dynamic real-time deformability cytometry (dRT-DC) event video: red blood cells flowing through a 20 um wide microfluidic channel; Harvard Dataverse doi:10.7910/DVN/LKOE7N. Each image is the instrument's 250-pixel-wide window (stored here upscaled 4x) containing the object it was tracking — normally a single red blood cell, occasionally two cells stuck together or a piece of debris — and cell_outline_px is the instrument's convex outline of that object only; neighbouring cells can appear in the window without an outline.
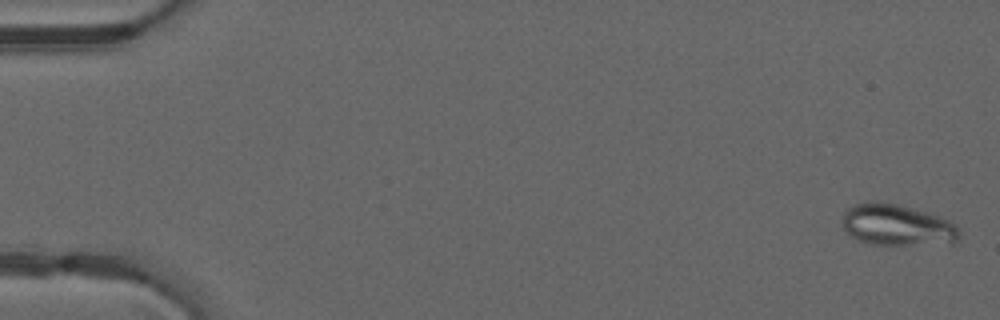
{"species": "common noctule bat (a hibernating species)", "species_latin": "Nyctalus noctula", "temperature_condition": "warm", "stored_images_in_passage": 48, "camera_frame_rate_fps": 3000, "um_per_image_px": 0.085, "animal": {"sex": "male", "forearm_length_mm": 52.5}, "frame": {"image": 1, "passage_image": 2, "time_ms": 0.333, "image_size_px": [1000, 320], "cell_outline_px": [[960, 240], [952, 244], [872, 244], [860, 240], [852, 236], [844, 228], [840, 220], [844, 212], [848, 208], [856, 204], [868, 200], [876, 200], [896, 204], [940, 216], [956, 224], [960, 228]], "centroid_in_image_um": [76.28, 19.12], "position_along_channel_um": 8.7, "area_um2": 28.44}}
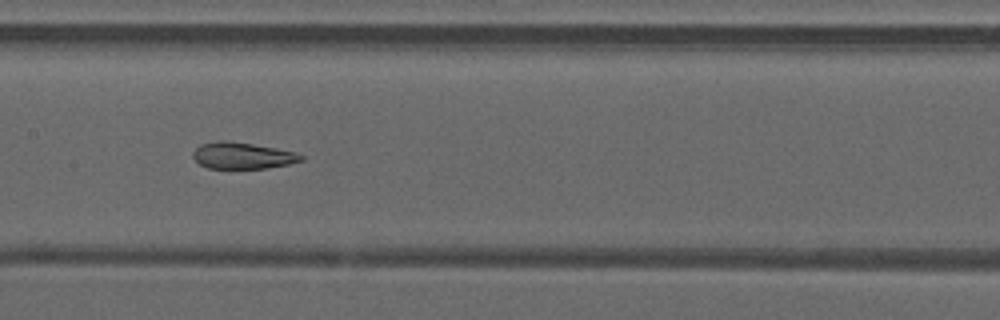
{"frame": {"image": 2, "passage_image": 26, "time_ms": 8.333, "image_size_px": [1000, 320], "cell_outline_px": [[304, 160], [288, 164], [268, 168], [208, 168], [200, 164], [192, 156], [192, 152], [200, 144], [220, 140], [228, 140], [276, 148], [296, 152], [304, 156]], "centroid_in_image_um": [20.61, 13.22], "position_along_channel_um": 186.8, "area_um2": 16.7}}
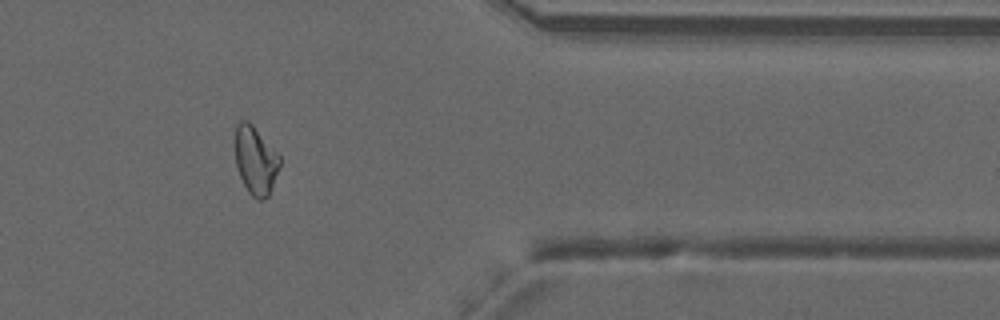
{"frame": {"image": 3, "passage_image": 42, "time_ms": 13.667, "image_size_px": [1000, 320], "cell_outline_px": [[280, 164], [268, 196], [260, 200], [256, 200], [248, 192], [236, 168], [236, 124], [240, 120], [248, 120], [252, 124], [280, 156]], "centroid_in_image_um": [21.71, 13.63], "position_along_channel_um": 389.7, "area_um2": 17.46}, "authors_computed_cell_mechanics": {"area_um2": 18.8717, "velocity_mm_per_s": 4.1483, "shape_relaxation_time_tau1_ms": null, "shape_relaxation_time_tau2_ms": 1.2649, "deformation_change_tau1": null, "deformation_change_tau2": 0.0816}}